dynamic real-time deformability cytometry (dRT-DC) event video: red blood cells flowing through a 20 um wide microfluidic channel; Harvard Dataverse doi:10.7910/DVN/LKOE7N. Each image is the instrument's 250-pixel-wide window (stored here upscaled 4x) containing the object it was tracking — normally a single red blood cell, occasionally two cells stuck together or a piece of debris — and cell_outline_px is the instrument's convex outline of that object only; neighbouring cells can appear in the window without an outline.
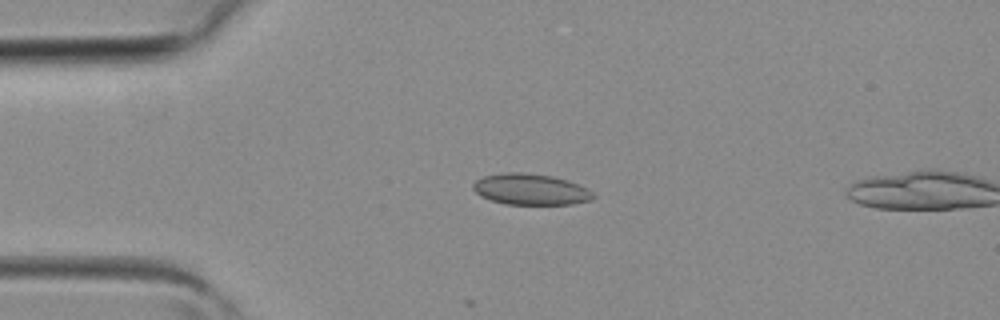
{"species": "common noctule bat (a hibernating species)", "species_latin": "Nyctalus noctula", "temperature_condition": "room temperature", "stored_images_in_passage": 2, "camera_frame_rate_fps": 3000, "um_per_image_px": 0.085, "animal": {"sex": "female", "body_mass_g": 19.3, "forearm_length_mm": 54.1}, "frame": {"image": 1, "passage_image": 1, "time_ms": 0.0, "image_size_px": [1000, 320], "cell_outline_px": [[596, 196], [592, 200], [572, 204], [504, 204], [480, 196], [472, 188], [472, 184], [476, 180], [484, 176], [504, 172], [524, 172], [552, 176], [568, 180], [588, 188]], "centroid_in_image_um": [45.11, 16.09], "position_along_channel_um": 39.9, "area_um2": 21.91}}